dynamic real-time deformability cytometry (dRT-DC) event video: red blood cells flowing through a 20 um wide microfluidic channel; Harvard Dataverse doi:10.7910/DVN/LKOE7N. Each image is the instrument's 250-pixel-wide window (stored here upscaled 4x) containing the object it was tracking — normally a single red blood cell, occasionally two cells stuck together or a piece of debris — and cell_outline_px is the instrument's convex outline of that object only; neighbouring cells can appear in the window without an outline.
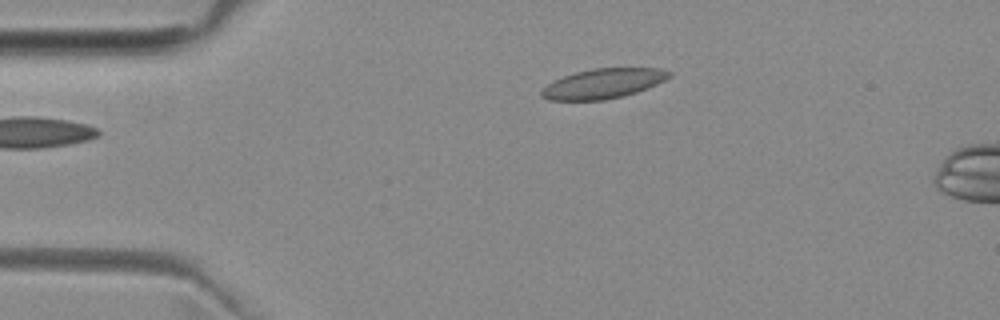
{"species": "common noctule bat (a hibernating species)", "species_latin": "Nyctalus noctula", "temperature_condition": "room temperature", "stored_images_in_passage": 3, "camera_frame_rate_fps": 3000, "um_per_image_px": 0.085, "animal": {"sex": "female", "body_mass_g": 29.2, "forearm_length_mm": 56.3}, "frame": {"image": 1, "passage_image": 3, "time_ms": 2.333, "image_size_px": [1000, 320], "cell_outline_px": [[672, 76], [648, 88], [624, 96], [604, 100], [548, 100], [540, 96], [540, 92], [552, 80], [576, 72], [592, 68], [664, 68], [672, 72]], "centroid_in_image_um": [51.29, 7.1], "position_along_channel_um": 33.7, "area_um2": 22.31}}